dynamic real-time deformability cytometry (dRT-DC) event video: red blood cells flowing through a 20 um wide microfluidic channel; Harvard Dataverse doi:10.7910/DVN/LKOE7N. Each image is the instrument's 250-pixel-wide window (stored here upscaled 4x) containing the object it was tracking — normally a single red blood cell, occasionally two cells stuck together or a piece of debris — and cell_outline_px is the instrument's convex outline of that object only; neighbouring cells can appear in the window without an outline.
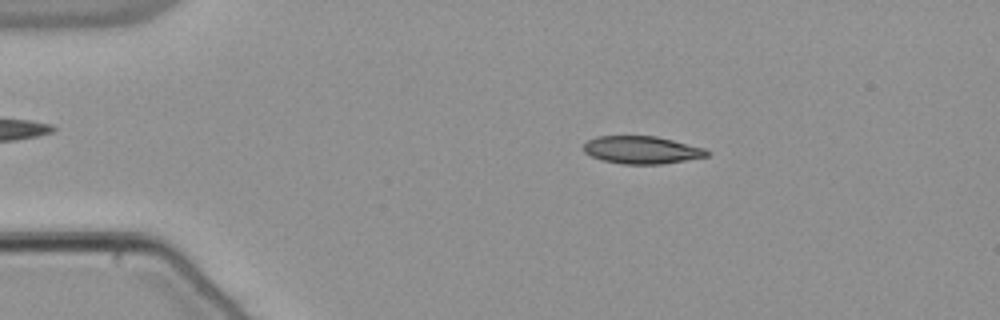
{"species": "common noctule bat (a hibernating species)", "species_latin": "Nyctalus noctula", "temperature_condition": "warm", "stored_images_in_passage": 47, "camera_frame_rate_fps": 3000, "um_per_image_px": 0.085, "animal": {"sex": "male", "body_mass_g": 21.5, "forearm_length_mm": 52.0}, "frame": {"image": 1, "passage_image": 4, "time_ms": 1.0, "image_size_px": [1000, 320], "cell_outline_px": [[712, 152], [708, 156], [660, 164], [624, 164], [604, 160], [592, 156], [584, 152], [584, 144], [588, 140], [596, 136], [656, 136], [704, 148]], "centroid_in_image_um": [54.55, 12.74], "position_along_channel_um": 30.4, "area_um2": 19.65}}
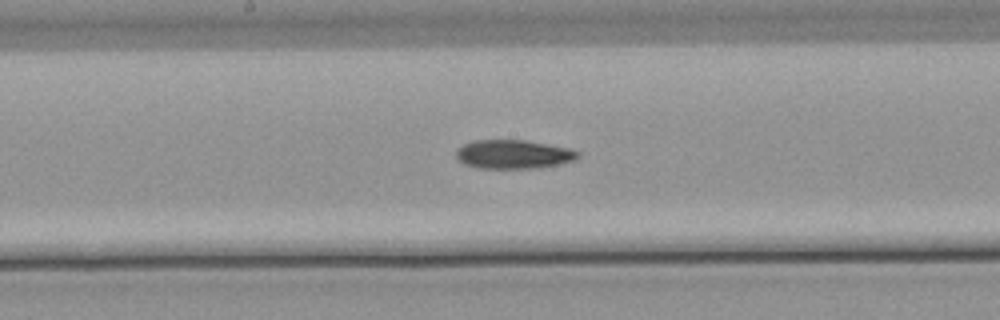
{"frame": {"image": 2, "passage_image": 22, "time_ms": 7.0, "image_size_px": [1000, 320], "cell_outline_px": [[580, 156], [572, 160], [556, 164], [536, 168], [480, 168], [464, 164], [456, 156], [456, 148], [472, 140], [528, 140], [568, 148], [580, 152]], "centroid_in_image_um": [43.6, 13.1], "position_along_channel_um": 204.6, "area_um2": 20.35}}
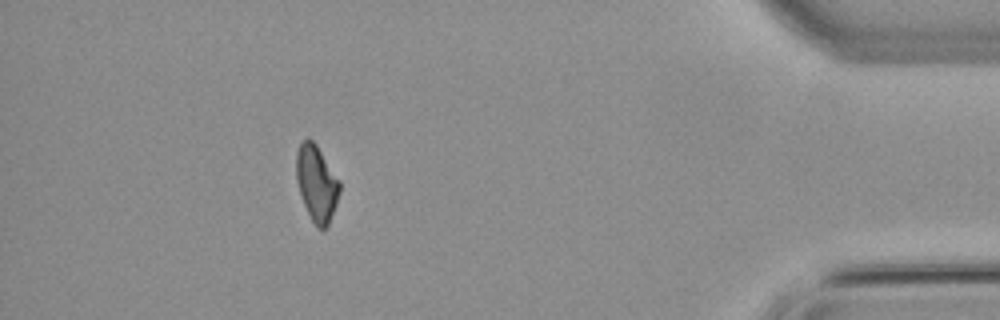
{"frame": {"image": 3, "passage_image": 42, "time_ms": 13.667, "image_size_px": [1000, 320], "cell_outline_px": [[340, 192], [336, 204], [328, 224], [324, 228], [316, 228], [304, 204], [296, 180], [296, 152], [300, 144], [308, 136], [316, 144], [340, 180]], "centroid_in_image_um": [26.91, 15.55], "position_along_channel_um": 408.3, "area_um2": 19.07}, "authors_computed_cell_mechanics": {"area_um2": 20.3456, "velocity_mm_per_s": 3.8538, "shape_relaxation_time_tau1_ms": 10.9464, "shape_relaxation_time_tau2_ms": null, "deformation_change_tau1": 0.2123, "deformation_change_tau2": null}}